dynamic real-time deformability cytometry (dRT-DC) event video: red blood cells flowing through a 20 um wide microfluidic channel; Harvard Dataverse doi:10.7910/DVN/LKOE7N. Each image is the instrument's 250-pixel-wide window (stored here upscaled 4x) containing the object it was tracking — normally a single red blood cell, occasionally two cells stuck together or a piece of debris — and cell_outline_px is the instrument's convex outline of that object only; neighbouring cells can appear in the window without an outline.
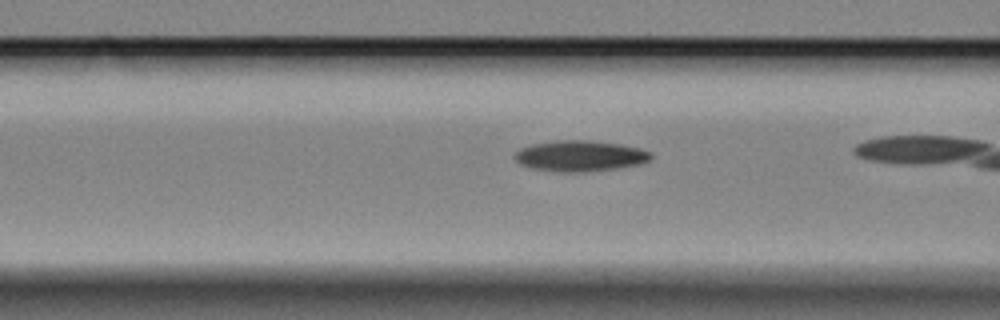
{"species": "Egyptian fruit bat (a non-hibernating species)", "species_latin": "Rousettus aegyptiacus", "temperature_condition": "cold", "stored_images_in_passage": 31, "camera_frame_rate_fps": 3000, "um_per_image_px": 0.085, "animal": {"sex": "female"}, "frame": {"image": 1, "passage_image": 8, "time_ms": 2.333, "image_size_px": [1000, 320], "cell_outline_px": [[652, 156], [648, 160], [640, 164], [616, 168], [580, 172], [560, 172], [532, 168], [520, 164], [512, 156], [520, 148], [532, 144], [556, 140], [588, 140], [620, 144], [640, 148], [652, 152]], "centroid_in_image_um": [49.29, 13.24], "position_along_channel_um": 117.3, "area_um2": 24.45}}
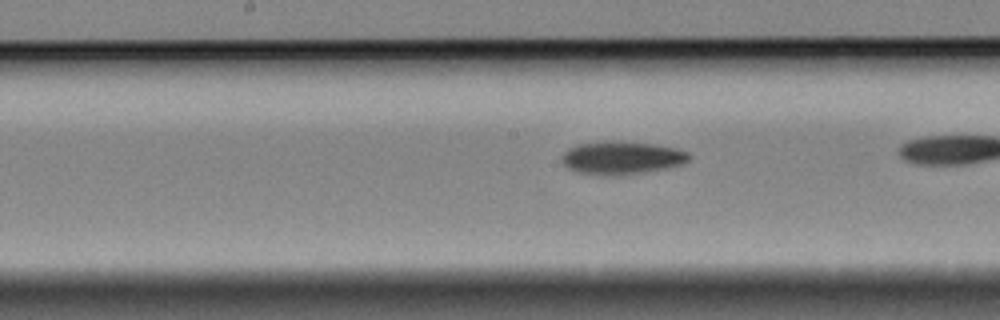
{"frame": {"image": 2, "passage_image": 15, "time_ms": 4.667, "image_size_px": [1000, 320], "cell_outline_px": [[692, 156], [684, 164], [668, 168], [620, 176], [612, 176], [576, 172], [568, 168], [560, 160], [560, 156], [568, 148], [576, 144], [604, 140], [612, 140], [652, 144], [676, 148], [688, 152]], "centroid_in_image_um": [52.82, 13.41], "position_along_channel_um": 195.4, "area_um2": 24.97}}
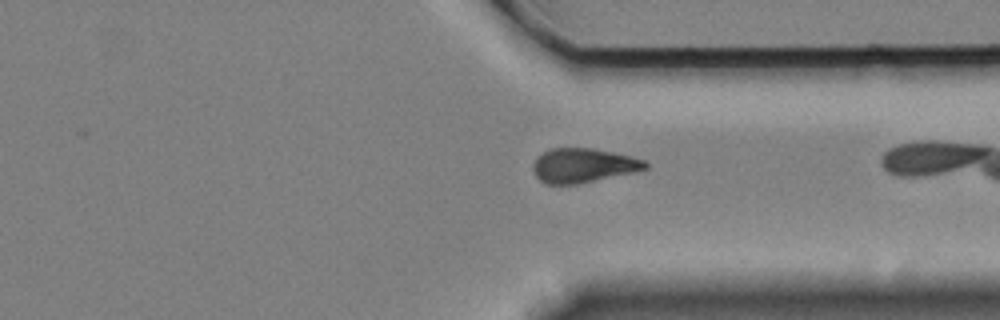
{"frame": {"image": 3, "passage_image": 30, "time_ms": 9.667, "image_size_px": [1000, 320], "cell_outline_px": [[648, 168], [632, 172], [576, 184], [544, 184], [536, 176], [532, 168], [532, 164], [536, 156], [552, 148], [592, 148], [632, 156], [644, 160], [648, 164]], "centroid_in_image_um": [49.53, 14.05], "position_along_channel_um": 361.9, "area_um2": 22.31}}